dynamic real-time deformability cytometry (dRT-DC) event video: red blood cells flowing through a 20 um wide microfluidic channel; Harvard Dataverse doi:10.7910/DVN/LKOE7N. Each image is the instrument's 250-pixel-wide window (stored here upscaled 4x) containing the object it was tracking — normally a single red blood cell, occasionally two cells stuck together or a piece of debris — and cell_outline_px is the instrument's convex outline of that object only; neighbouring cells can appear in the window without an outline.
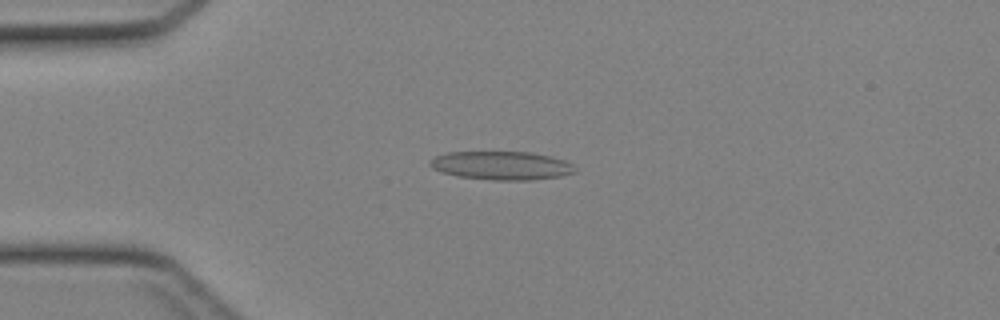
{"species": "Egyptian fruit bat (a non-hibernating species)", "species_latin": "Rousettus aegyptiacus", "temperature_condition": "cold", "stored_images_in_passage": 44, "camera_frame_rate_fps": 3000, "um_per_image_px": 0.085, "animal": {"sex": "female"}, "frame": {"image": 1, "passage_image": 11, "time_ms": 3.333, "image_size_px": [1000, 320], "cell_outline_px": [[576, 172], [560, 176], [532, 180], [492, 180], [456, 176], [440, 172], [432, 168], [428, 164], [428, 160], [444, 152], [532, 152], [564, 160], [572, 164]], "centroid_in_image_um": [42.56, 14.07], "position_along_channel_um": 42.4, "area_um2": 24.22}}
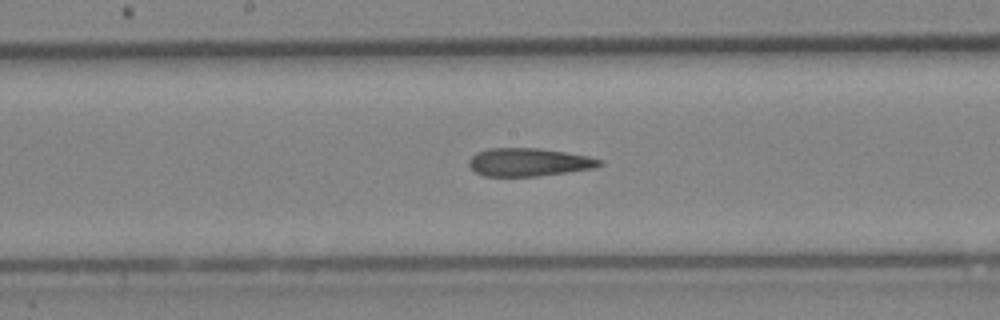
{"frame": {"image": 2, "passage_image": 23, "time_ms": 7.333, "image_size_px": [1000, 320], "cell_outline_px": [[604, 164], [596, 168], [536, 176], [484, 176], [476, 172], [468, 164], [468, 160], [476, 152], [488, 148], [540, 148], [588, 156], [604, 160]], "centroid_in_image_um": [44.96, 13.78], "position_along_channel_um": 203.2, "area_um2": 21.44}}
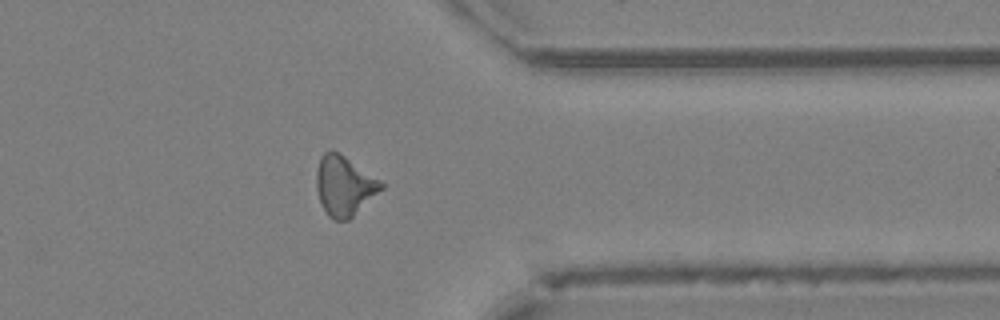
{"frame": {"image": 3, "passage_image": 35, "time_ms": 11.333, "image_size_px": [1000, 320], "cell_outline_px": [[384, 188], [348, 220], [332, 220], [328, 216], [320, 200], [316, 188], [316, 172], [320, 156], [324, 152], [332, 148], [340, 152], [380, 180], [384, 184]], "centroid_in_image_um": [29.25, 15.76], "position_along_channel_um": 382.2, "area_um2": 22.66}}